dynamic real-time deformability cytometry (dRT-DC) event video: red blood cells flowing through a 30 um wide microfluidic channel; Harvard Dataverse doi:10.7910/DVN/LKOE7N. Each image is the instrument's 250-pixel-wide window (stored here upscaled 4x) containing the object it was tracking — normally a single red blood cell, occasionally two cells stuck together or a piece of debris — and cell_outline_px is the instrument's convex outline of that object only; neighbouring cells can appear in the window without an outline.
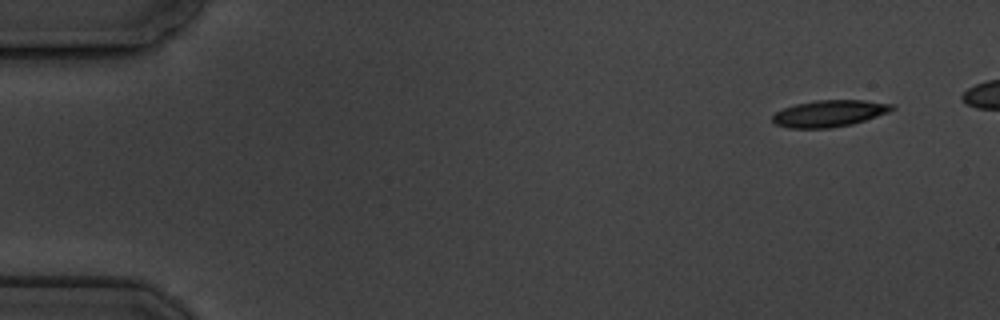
{"species": "common noctule bat (a hibernating species)", "species_latin": "Nyctalus noctula", "temperature_condition": "cold", "stored_images_in_passage": 7, "camera_frame_rate_fps": 3000, "um_per_image_px": 0.085, "animal": {"sex": "male", "body_mass_g": 19.5, "forearm_length_mm": 54.6}, "frame": {"image": 1, "passage_image": 1, "time_ms": 0.0, "image_size_px": [1000, 320], "cell_outline_px": [[896, 108], [888, 112], [852, 124], [832, 128], [788, 128], [776, 124], [772, 120], [772, 116], [776, 112], [784, 108], [796, 104], [816, 100], [864, 100], [896, 104]], "centroid_in_image_um": [70.51, 9.64], "position_along_channel_um": 14.5, "area_um2": 18.55}}